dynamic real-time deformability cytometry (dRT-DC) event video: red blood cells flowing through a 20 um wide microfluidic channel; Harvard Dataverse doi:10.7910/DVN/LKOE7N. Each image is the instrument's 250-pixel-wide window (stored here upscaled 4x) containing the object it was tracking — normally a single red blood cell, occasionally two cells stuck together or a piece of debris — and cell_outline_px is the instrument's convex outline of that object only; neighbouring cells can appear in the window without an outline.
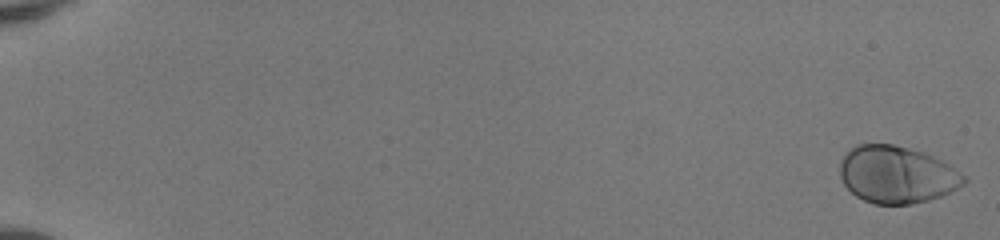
{"species": "human", "species_latin": "Homo sapiens", "temperature_condition": "room temperature", "stored_images_in_passage": 52, "camera_frame_rate_fps": 3000, "um_per_image_px": 0.085, "donor": {"sex": "female"}, "frame": {"image": 1, "passage_image": 1, "time_ms": 0.0, "image_size_px": [1000, 240], "cell_outline_px": [[968, 180], [964, 184], [940, 196], [928, 200], [908, 204], [872, 204], [856, 196], [844, 184], [840, 176], [840, 160], [848, 148], [856, 144], [892, 144], [924, 152], [948, 164], [960, 172]], "centroid_in_image_um": [76.19, 14.83], "position_along_channel_um": 8.8, "area_um2": 41.27}}
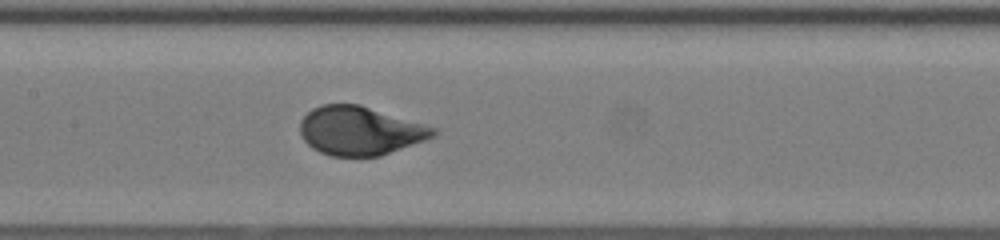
{"frame": {"image": 2, "passage_image": 28, "time_ms": 9.0, "image_size_px": [1000, 240], "cell_outline_px": [[440, 132], [436, 136], [428, 140], [380, 156], [332, 156], [320, 152], [312, 148], [304, 140], [300, 132], [300, 120], [312, 108], [320, 104], [360, 104], [424, 124], [436, 128]], "centroid_in_image_um": [30.63, 11.11], "position_along_channel_um": 176.8, "area_um2": 38.09}}
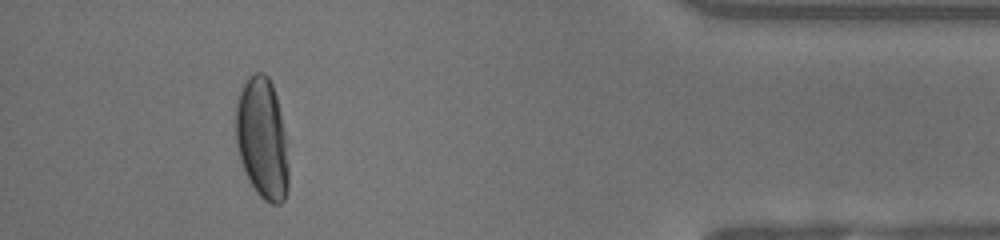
{"frame": {"image": 3, "passage_image": 48, "time_ms": 15.667, "image_size_px": [1000, 240], "cell_outline_px": [[288, 188], [284, 200], [280, 204], [272, 204], [264, 200], [256, 192], [248, 180], [240, 160], [236, 144], [236, 104], [244, 80], [252, 72], [264, 72], [268, 76], [272, 84], [276, 96], [280, 112], [284, 132], [288, 164]], "centroid_in_image_um": [22.27, 11.77], "position_along_channel_um": 412.9, "area_um2": 37.4}, "authors_computed_cell_mechanics": {"area_um2": 38.7838, "velocity_mm_per_s": 4.151, "shape_relaxation_time_tau1_ms": 2.0818, "shape_relaxation_time_tau2_ms": null, "deformation_change_tau1": 0.1597, "deformation_change_tau2": null}}